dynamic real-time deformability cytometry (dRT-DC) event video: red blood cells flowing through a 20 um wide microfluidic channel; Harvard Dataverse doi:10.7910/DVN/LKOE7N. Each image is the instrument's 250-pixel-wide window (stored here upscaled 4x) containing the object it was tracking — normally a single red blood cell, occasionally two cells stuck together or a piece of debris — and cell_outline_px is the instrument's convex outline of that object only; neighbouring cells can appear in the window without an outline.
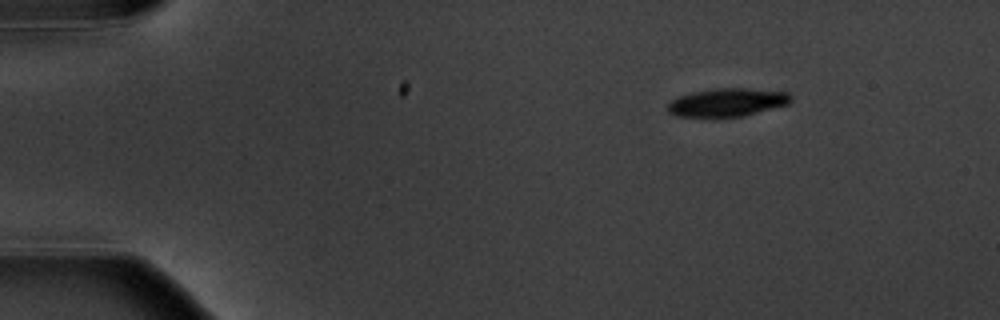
{"species": "common noctule bat (a hibernating species)", "species_latin": "Nyctalus noctula", "temperature_condition": "warm", "stored_images_in_passage": 4, "camera_frame_rate_fps": 3000, "um_per_image_px": 0.085, "animal": {"sex": "male", "body_mass_g": 20.1, "forearm_length_mm": 53.5}, "frame": {"image": 1, "passage_image": 1, "time_ms": 0.0, "image_size_px": [1000, 320], "cell_outline_px": [[792, 100], [788, 104], [744, 116], [716, 120], [712, 120], [676, 116], [668, 112], [668, 104], [672, 100], [680, 96], [692, 92], [716, 88], [748, 88], [788, 92], [792, 96]], "centroid_in_image_um": [61.78, 8.75], "position_along_channel_um": 23.2, "area_um2": 21.1}}